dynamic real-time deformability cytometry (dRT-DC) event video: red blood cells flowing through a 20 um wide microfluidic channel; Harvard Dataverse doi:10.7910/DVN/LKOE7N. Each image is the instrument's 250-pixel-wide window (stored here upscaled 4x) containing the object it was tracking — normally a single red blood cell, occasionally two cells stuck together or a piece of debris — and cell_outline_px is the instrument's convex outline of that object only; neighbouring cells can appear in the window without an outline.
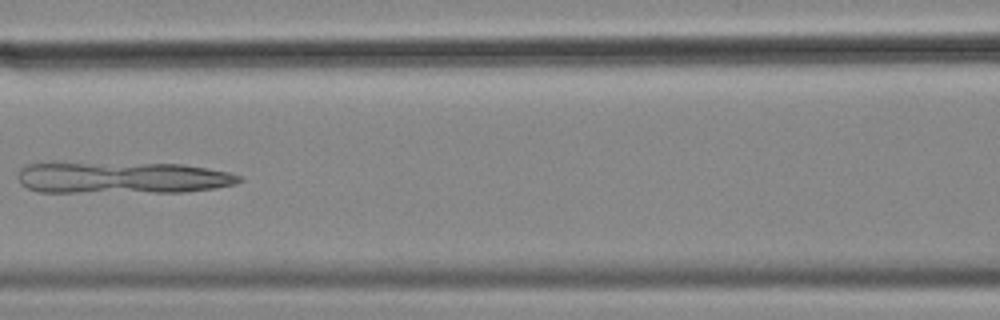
{"species": "common noctule bat (a hibernating species)", "species_latin": "Nyctalus noctula", "temperature_condition": "cold", "stored_images_in_passage": 8, "camera_frame_rate_fps": 3000, "um_per_image_px": 0.085, "animal": {"sex": "female", "body_mass_g": 18.4}, "frame": {"image": 1, "passage_image": 5, "time_ms": 1.333, "image_size_px": [1000, 320], "cell_outline_px": [[244, 180], [236, 184], [216, 188], [184, 192], [40, 192], [28, 188], [20, 184], [16, 176], [20, 168], [28, 164], [52, 160], [184, 164], [208, 168], [228, 172], [244, 176]], "centroid_in_image_um": [10.31, 15.06], "position_along_channel_um": 156.3, "area_um2": 42.89}}